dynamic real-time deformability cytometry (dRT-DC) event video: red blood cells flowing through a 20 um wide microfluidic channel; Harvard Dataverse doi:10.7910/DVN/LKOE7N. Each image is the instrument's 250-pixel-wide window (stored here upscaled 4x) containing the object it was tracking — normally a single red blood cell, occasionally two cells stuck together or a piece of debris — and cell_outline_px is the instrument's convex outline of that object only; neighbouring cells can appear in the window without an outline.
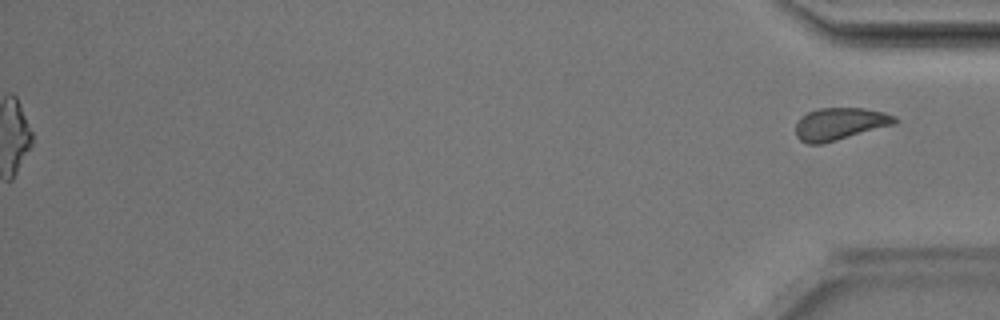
{"species": "Egyptian fruit bat (a non-hibernating species)", "species_latin": "Rousettus aegyptiacus", "temperature_condition": "room temperature", "stored_images_in_passage": 34, "segment_of_instrument_passage": [2, 2], "camera_frame_rate_fps": 3000, "um_per_image_px": 0.085, "animal": {"sex": "male"}, "frame": {"image": 1, "passage_image": 34, "time_ms": 11.0, "image_size_px": [1000, 320], "cell_outline_px": [[900, 120], [896, 124], [836, 140], [820, 144], [808, 144], [800, 140], [796, 136], [796, 124], [800, 116], [808, 112], [820, 108], [864, 108], [884, 112], [896, 116]], "centroid_in_image_um": [71.41, 10.52], "position_along_channel_um": 363.8, "area_um2": 18.73}}